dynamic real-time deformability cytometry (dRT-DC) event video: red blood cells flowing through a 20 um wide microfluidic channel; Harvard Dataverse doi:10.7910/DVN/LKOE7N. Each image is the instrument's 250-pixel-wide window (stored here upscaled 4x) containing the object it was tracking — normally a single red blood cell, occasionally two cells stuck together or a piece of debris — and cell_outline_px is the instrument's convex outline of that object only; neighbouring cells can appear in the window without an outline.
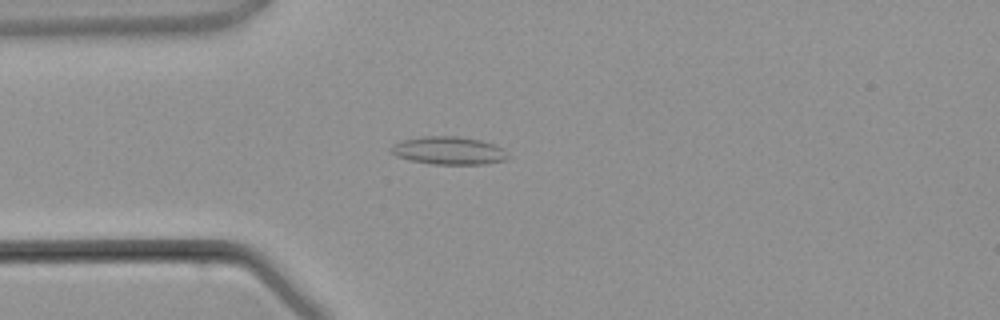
{"species": "common noctule bat (a hibernating species)", "species_latin": "Nyctalus noctula", "temperature_condition": "warm", "stored_images_in_passage": 3, "camera_frame_rate_fps": 3000, "um_per_image_px": 0.085, "animal": {"sex": "male", "body_mass_g": 21.5, "forearm_length_mm": 52.0}, "frame": {"image": 1, "passage_image": 3, "time_ms": 2.667, "image_size_px": [1000, 320], "cell_outline_px": [[512, 156], [508, 160], [484, 164], [432, 164], [408, 160], [396, 156], [388, 148], [392, 144], [404, 140], [424, 136], [456, 136], [480, 140], [504, 148]], "centroid_in_image_um": [38.18, 12.81], "position_along_channel_um": 46.8, "area_um2": 19.25}}